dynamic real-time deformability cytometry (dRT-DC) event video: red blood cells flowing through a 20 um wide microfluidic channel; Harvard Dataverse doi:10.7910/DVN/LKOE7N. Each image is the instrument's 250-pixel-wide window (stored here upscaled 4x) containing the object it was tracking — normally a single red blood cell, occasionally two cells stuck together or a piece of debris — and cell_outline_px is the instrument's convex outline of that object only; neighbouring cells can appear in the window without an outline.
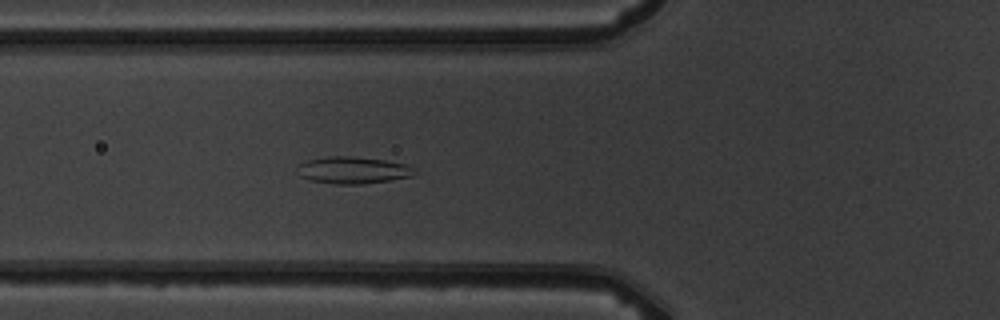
{"species": "common noctule bat (a hibernating species)", "species_latin": "Nyctalus noctula", "temperature_condition": "warm", "stored_images_in_passage": 5, "camera_frame_rate_fps": 3000, "um_per_image_px": 0.085, "animal": {"sex": "male", "body_mass_g": 19.5, "forearm_length_mm": 54.6}, "frame": {"image": 1, "passage_image": 5, "time_ms": 5.333, "image_size_px": [1000, 320], "cell_outline_px": [[416, 172], [412, 176], [392, 180], [364, 184], [336, 184], [312, 180], [300, 176], [300, 164], [308, 160], [328, 156], [352, 156], [384, 160], [404, 164], [416, 168]], "centroid_in_image_um": [30.07, 14.47], "position_along_channel_um": 95.7, "area_um2": 18.21}}